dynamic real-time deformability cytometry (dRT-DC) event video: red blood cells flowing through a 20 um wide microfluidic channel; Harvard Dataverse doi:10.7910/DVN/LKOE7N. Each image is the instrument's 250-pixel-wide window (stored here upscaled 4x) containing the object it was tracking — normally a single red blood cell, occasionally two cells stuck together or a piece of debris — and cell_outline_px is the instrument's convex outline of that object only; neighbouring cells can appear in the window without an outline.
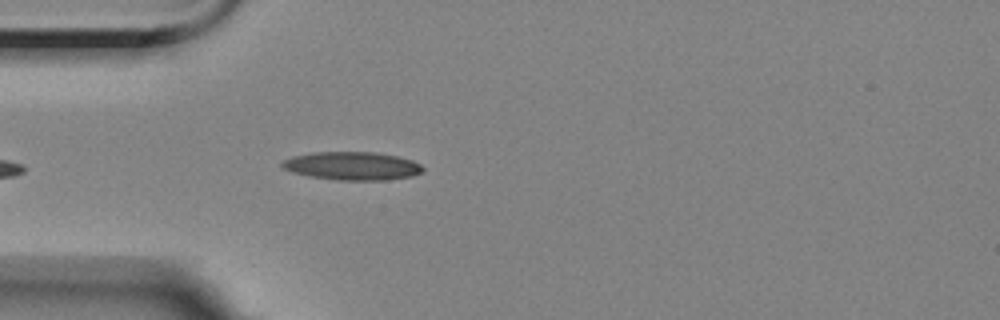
{"species": "Egyptian fruit bat (a non-hibernating species)", "species_latin": "Rousettus aegyptiacus", "temperature_condition": "room temperature", "stored_images_in_passage": 6, "camera_frame_rate_fps": 3000, "um_per_image_px": 0.085, "animal": {"sex": "female"}, "frame": {"image": 1, "passage_image": 6, "time_ms": 6.667, "image_size_px": [1000, 320], "cell_outline_px": [[424, 168], [420, 172], [412, 176], [384, 180], [336, 180], [312, 176], [292, 172], [280, 168], [280, 164], [284, 160], [292, 156], [312, 152], [376, 152], [396, 156], [412, 160], [420, 164]], "centroid_in_image_um": [29.9, 14.1], "position_along_channel_um": 55.1, "area_um2": 23.12}}